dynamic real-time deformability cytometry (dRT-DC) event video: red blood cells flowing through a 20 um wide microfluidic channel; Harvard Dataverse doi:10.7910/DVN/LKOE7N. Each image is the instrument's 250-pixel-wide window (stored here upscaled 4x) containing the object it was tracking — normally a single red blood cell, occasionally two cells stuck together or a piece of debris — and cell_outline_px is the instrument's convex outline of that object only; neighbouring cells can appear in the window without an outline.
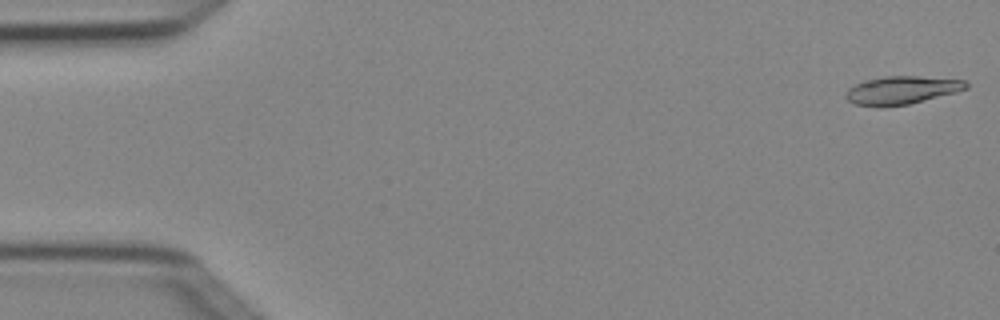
{"species": "Egyptian fruit bat (a non-hibernating species)", "species_latin": "Rousettus aegyptiacus", "temperature_condition": "cold", "stored_images_in_passage": 5, "camera_frame_rate_fps": 3000, "um_per_image_px": 0.085, "animal": {"sex": "female"}, "frame": {"image": 1, "passage_image": 1, "time_ms": 0.0, "image_size_px": [1000, 320], "cell_outline_px": [[968, 88], [956, 92], [908, 104], [880, 108], [852, 104], [844, 96], [848, 88], [864, 80], [884, 76], [916, 76], [964, 80], [968, 84]], "centroid_in_image_um": [76.58, 7.68], "position_along_channel_um": 8.4, "area_um2": 19.83}}
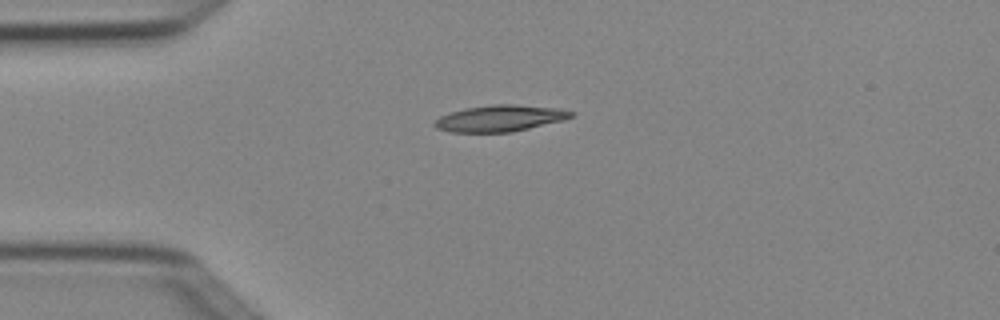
{"frame": {"image": 2, "passage_image": 4, "time_ms": 1.0, "image_size_px": [1000, 320], "cell_outline_px": [[576, 116], [564, 120], [512, 132], [448, 132], [436, 128], [432, 124], [440, 116], [464, 108], [492, 104], [516, 104], [560, 108], [576, 112]], "centroid_in_image_um": [42.54, 10.05], "position_along_channel_um": 42.5, "area_um2": 21.27}}